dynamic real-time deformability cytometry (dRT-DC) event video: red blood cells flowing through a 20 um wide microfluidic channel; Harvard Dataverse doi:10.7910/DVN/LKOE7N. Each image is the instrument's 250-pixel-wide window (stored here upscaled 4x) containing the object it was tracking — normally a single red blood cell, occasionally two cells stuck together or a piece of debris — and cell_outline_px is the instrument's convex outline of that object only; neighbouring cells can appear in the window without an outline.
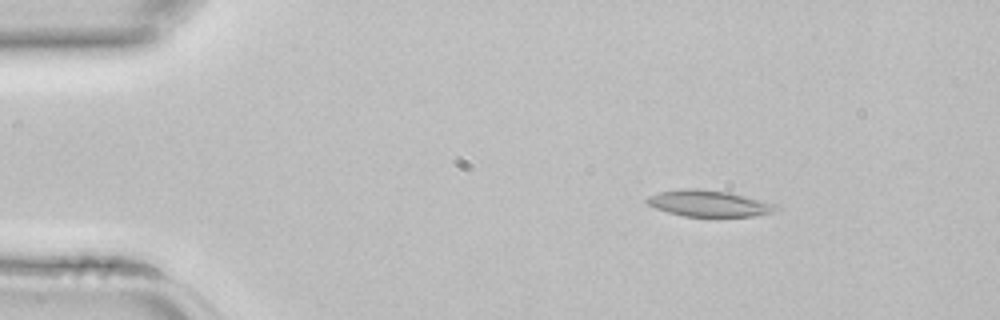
{"species": "common noctule bat (a hibernating species)", "species_latin": "Nyctalus noctula", "temperature_condition": "room temperature", "stored_images_in_passage": 3, "camera_frame_rate_fps": 3000, "um_per_image_px": 0.085, "animal": {"sex": "female", "body_mass_g": 22.7, "forearm_length_mm": 54.2}, "frame": {"image": 1, "passage_image": 2, "time_ms": 0.333, "image_size_px": [1000, 320], "cell_outline_px": [[780, 208], [772, 212], [752, 216], [684, 216], [668, 212], [656, 208], [648, 204], [644, 200], [648, 196], [656, 192], [684, 188], [704, 188], [728, 192], [776, 204]], "centroid_in_image_um": [60.2, 17.27], "position_along_channel_um": 24.8, "area_um2": 19.77}}